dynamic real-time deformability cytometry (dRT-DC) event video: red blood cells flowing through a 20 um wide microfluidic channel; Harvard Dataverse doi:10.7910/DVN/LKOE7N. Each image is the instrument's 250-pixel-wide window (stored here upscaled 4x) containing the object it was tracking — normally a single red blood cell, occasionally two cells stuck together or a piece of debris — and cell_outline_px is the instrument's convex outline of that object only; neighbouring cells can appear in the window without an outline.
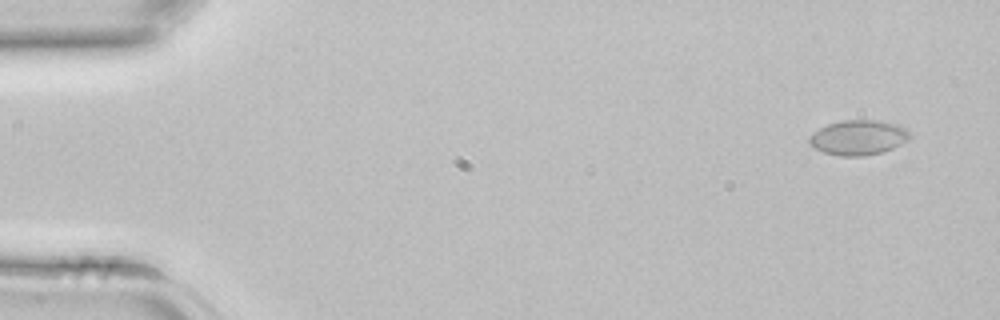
{"species": "common noctule bat (a hibernating species)", "species_latin": "Nyctalus noctula", "temperature_condition": "room temperature", "stored_images_in_passage": 42, "camera_frame_rate_fps": 3000, "um_per_image_px": 0.085, "animal": {"sex": "female", "body_mass_g": 22.7, "forearm_length_mm": 54.2}, "frame": {"image": 1, "passage_image": 2, "time_ms": 0.333, "image_size_px": [1000, 320], "cell_outline_px": [[908, 140], [884, 152], [860, 156], [840, 156], [824, 152], [808, 144], [808, 136], [820, 128], [828, 124], [844, 120], [876, 120], [900, 124], [908, 132]], "centroid_in_image_um": [72.93, 11.69], "position_along_channel_um": 12.1, "area_um2": 20.35}}
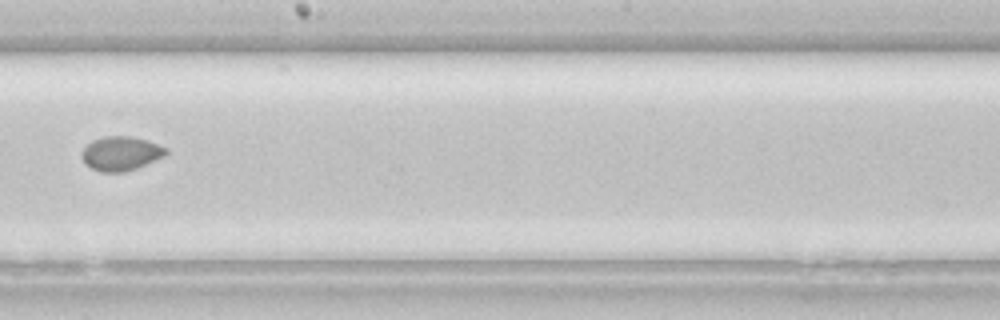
{"frame": {"image": 2, "passage_image": 24, "time_ms": 7.667, "image_size_px": [1000, 320], "cell_outline_px": [[168, 152], [164, 156], [136, 168], [124, 172], [100, 172], [84, 164], [80, 156], [80, 152], [92, 140], [104, 136], [132, 136], [148, 140], [164, 148]], "centroid_in_image_um": [10.21, 13.04], "position_along_channel_um": 238.0, "area_um2": 16.76}}
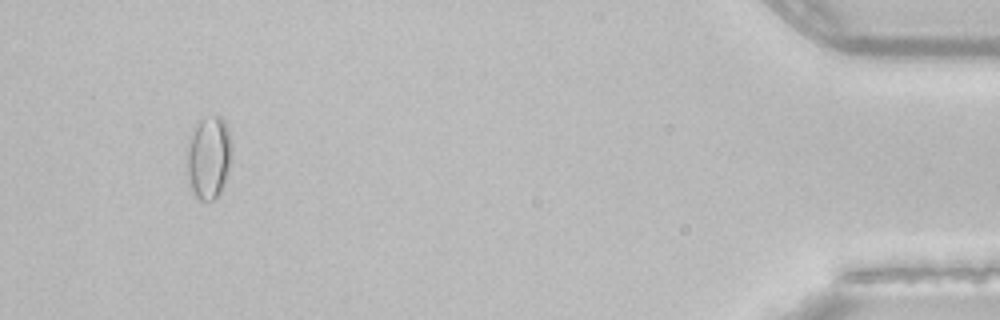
{"frame": {"image": 3, "passage_image": 40, "time_ms": 13.0, "image_size_px": [1000, 320], "cell_outline_px": [[232, 152], [224, 184], [220, 192], [212, 200], [200, 200], [192, 192], [188, 176], [188, 144], [192, 128], [200, 120], [212, 116], [220, 116], [224, 120], [228, 128], [232, 144]], "centroid_in_image_um": [17.75, 13.35], "position_along_channel_um": 417.4, "area_um2": 21.5}}